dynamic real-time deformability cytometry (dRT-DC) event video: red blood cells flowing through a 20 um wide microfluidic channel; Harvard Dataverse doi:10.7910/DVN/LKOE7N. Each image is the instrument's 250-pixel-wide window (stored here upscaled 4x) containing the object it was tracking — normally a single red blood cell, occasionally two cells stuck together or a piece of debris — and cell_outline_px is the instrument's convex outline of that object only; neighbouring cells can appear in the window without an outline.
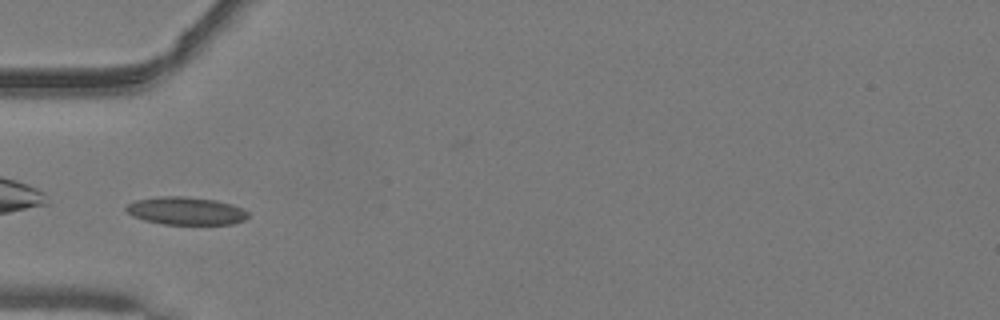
{"species": "common noctule bat (a hibernating species)", "species_latin": "Nyctalus noctula", "temperature_condition": "warm", "stored_images_in_passage": 35, "camera_frame_rate_fps": 3000, "um_per_image_px": 0.085, "animal": {"sex": "male", "body_mass_g": 19.2, "forearm_length_mm": 51.8}, "frame": {"image": 1, "passage_image": 1, "time_ms": 0.0, "image_size_px": [1000, 320], "cell_outline_px": [[248, 216], [244, 220], [232, 224], [164, 224], [144, 220], [128, 212], [124, 208], [128, 204], [136, 200], [160, 196], [184, 196], [216, 200], [232, 204], [248, 212]], "centroid_in_image_um": [15.81, 17.92], "position_along_channel_um": 69.2, "area_um2": 19.59}}
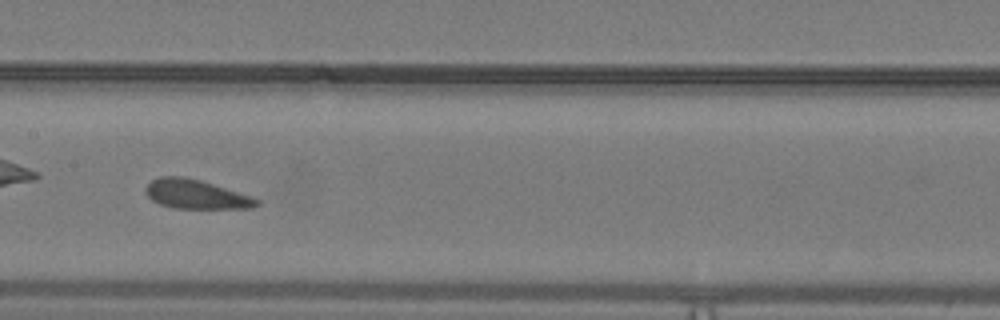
{"frame": {"image": 2, "passage_image": 10, "time_ms": 3.0, "image_size_px": [1000, 320], "cell_outline_px": [[260, 204], [252, 208], [172, 208], [160, 204], [152, 200], [148, 196], [144, 188], [152, 180], [160, 176], [184, 176], [200, 180], [252, 196], [260, 200]], "centroid_in_image_um": [16.66, 16.51], "position_along_channel_um": 190.7, "area_um2": 18.84}}
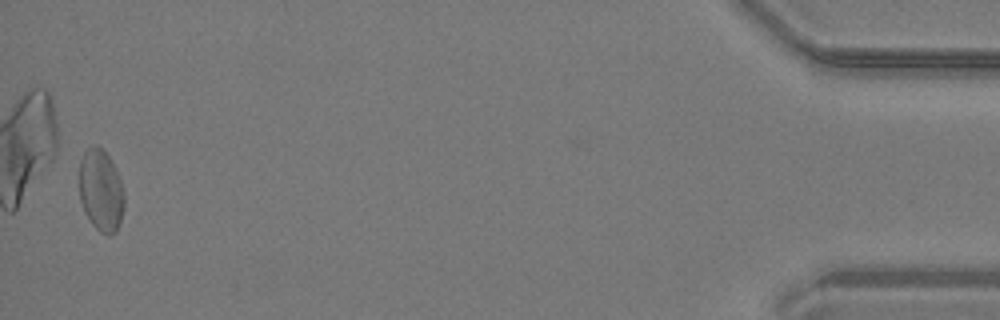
{"frame": {"image": 3, "passage_image": 34, "time_ms": 11.0, "image_size_px": [1000, 320], "cell_outline_px": [[124, 208], [116, 232], [108, 236], [100, 232], [92, 224], [84, 212], [80, 200], [80, 160], [84, 152], [92, 144], [96, 144], [112, 160], [116, 168], [120, 180], [124, 196]], "centroid_in_image_um": [8.58, 16.19], "position_along_channel_um": 426.6, "area_um2": 21.5}}